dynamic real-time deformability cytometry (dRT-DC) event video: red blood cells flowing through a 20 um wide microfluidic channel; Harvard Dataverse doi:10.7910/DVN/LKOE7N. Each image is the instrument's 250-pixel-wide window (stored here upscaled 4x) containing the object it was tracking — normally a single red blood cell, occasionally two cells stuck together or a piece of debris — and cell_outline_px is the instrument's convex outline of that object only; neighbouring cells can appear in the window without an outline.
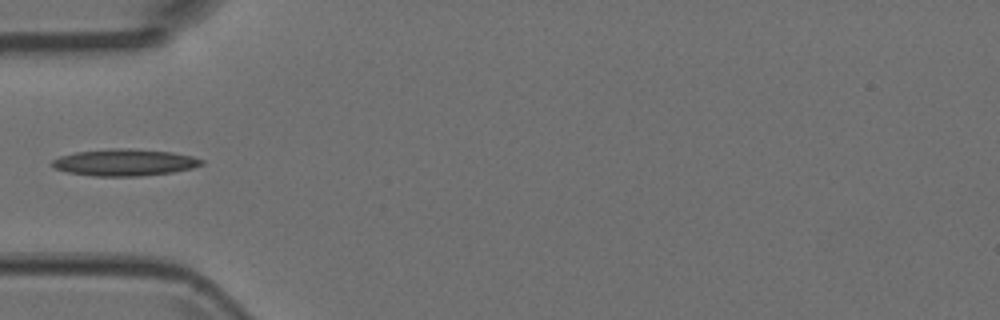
{"species": "Egyptian fruit bat (a non-hibernating species)", "species_latin": "Rousettus aegyptiacus", "temperature_condition": "room temperature", "stored_images_in_passage": 2, "camera_frame_rate_fps": 3000, "um_per_image_px": 0.085, "animal": {"sex": "female"}, "frame": {"image": 1, "passage_image": 2, "time_ms": 0.333, "image_size_px": [1000, 320], "cell_outline_px": [[204, 164], [192, 168], [172, 172], [140, 176], [92, 176], [68, 172], [56, 168], [52, 164], [52, 160], [60, 156], [76, 152], [112, 148], [128, 148], [172, 152], [192, 156], [204, 160]], "centroid_in_image_um": [10.61, 13.8], "position_along_channel_um": 74.4, "area_um2": 23.24}}